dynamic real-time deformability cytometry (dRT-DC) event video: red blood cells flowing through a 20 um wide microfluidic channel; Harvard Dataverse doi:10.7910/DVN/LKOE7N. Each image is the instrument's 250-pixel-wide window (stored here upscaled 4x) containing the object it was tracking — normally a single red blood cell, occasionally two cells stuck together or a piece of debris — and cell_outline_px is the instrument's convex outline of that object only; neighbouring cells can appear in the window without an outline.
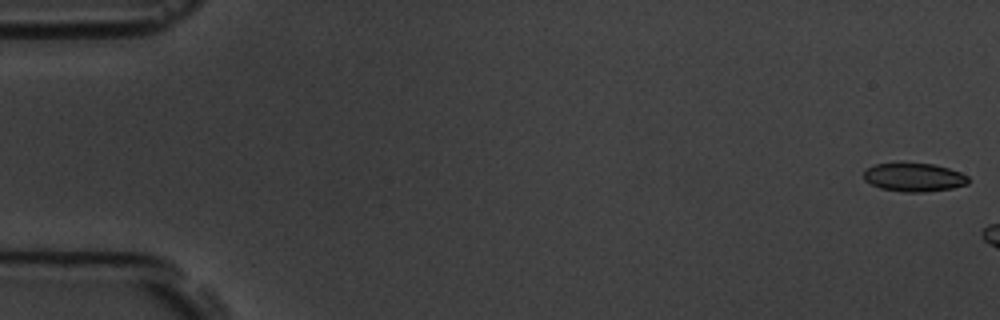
{"species": "common noctule bat (a hibernating species)", "species_latin": "Nyctalus noctula", "temperature_condition": "room temperature", "stored_images_in_passage": 3, "camera_frame_rate_fps": 3000, "um_per_image_px": 0.085, "animal": {"sex": "male", "body_mass_g": 19.5, "forearm_length_mm": 54.6}, "frame": {"image": 1, "passage_image": 1, "time_ms": 0.0, "image_size_px": [1000, 320], "cell_outline_px": [[968, 184], [952, 188], [924, 192], [904, 192], [880, 188], [864, 180], [864, 168], [876, 164], [932, 164], [948, 168], [960, 172], [968, 176]], "centroid_in_image_um": [77.68, 15.08], "position_along_channel_um": 7.3, "area_um2": 17.17}}